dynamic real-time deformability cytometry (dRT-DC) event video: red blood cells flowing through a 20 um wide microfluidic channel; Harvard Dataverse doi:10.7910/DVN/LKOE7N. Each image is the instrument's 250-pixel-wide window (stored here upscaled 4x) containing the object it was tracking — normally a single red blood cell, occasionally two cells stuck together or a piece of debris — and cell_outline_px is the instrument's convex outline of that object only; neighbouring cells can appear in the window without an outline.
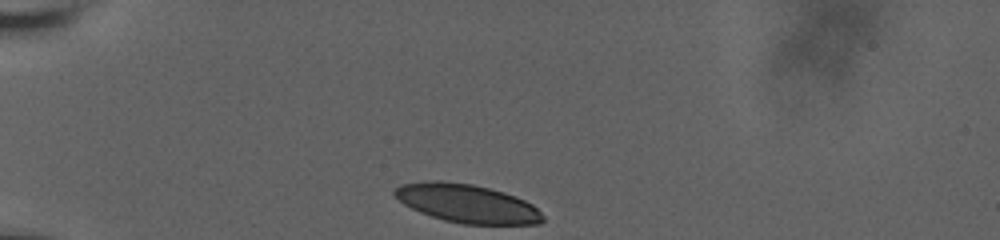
{"species": "human", "species_latin": "Homo sapiens", "temperature_condition": "room temperature", "stored_images_in_passage": 21, "camera_frame_rate_fps": 3000, "um_per_image_px": 0.085, "donor": {"sex": "male"}, "frame": {"image": 1, "passage_image": 1, "time_ms": 0.0, "image_size_px": [1000, 240], "cell_outline_px": [[544, 220], [540, 224], [464, 224], [444, 220], [420, 212], [404, 204], [392, 192], [400, 184], [432, 180], [440, 180], [472, 184], [504, 192], [516, 196], [532, 204], [544, 216]], "centroid_in_image_um": [39.71, 17.29], "position_along_channel_um": 45.3, "area_um2": 33.12}}
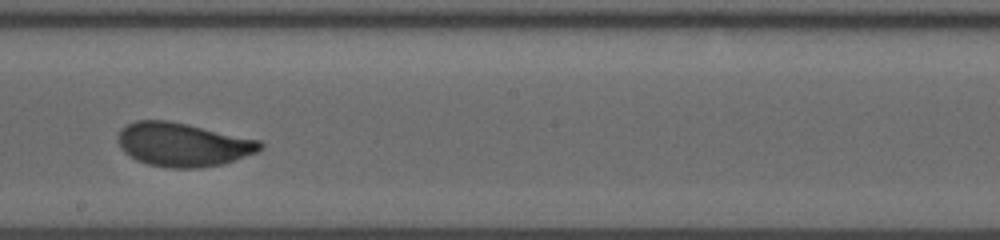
{"frame": {"image": 2, "passage_image": 12, "time_ms": 6.333, "image_size_px": [1000, 240], "cell_outline_px": [[264, 148], [256, 152], [236, 160], [224, 164], [196, 168], [168, 168], [148, 164], [136, 160], [128, 156], [120, 148], [116, 140], [116, 136], [120, 128], [136, 120], [168, 120], [188, 124], [260, 140], [264, 144]], "centroid_in_image_um": [15.52, 12.29], "position_along_channel_um": 232.7, "area_um2": 36.65}}
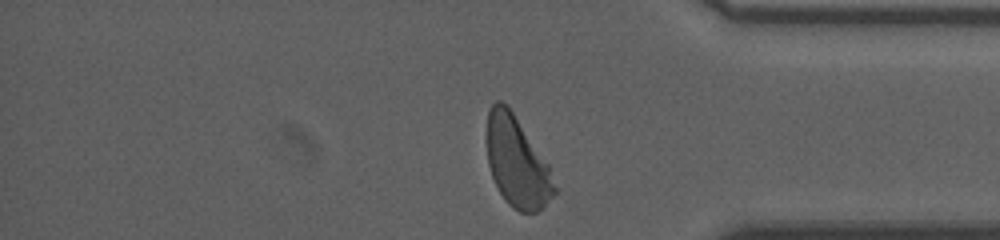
{"frame": {"image": 3, "passage_image": 21, "time_ms": 11.0, "image_size_px": [1000, 240], "cell_outline_px": [[560, 192], [544, 208], [536, 212], [520, 212], [512, 208], [504, 200], [492, 176], [488, 164], [488, 108], [496, 100], [500, 100], [508, 104], [548, 164]], "centroid_in_image_um": [44.0, 13.81], "position_along_channel_um": 391.2, "area_um2": 35.95}, "authors_computed_cell_mechanics": {"area_um2": 35.9516, "velocity_mm_per_s": 3.6401, "shape_relaxation_time_tau1_ms": 3.0621, "shape_relaxation_time_tau2_ms": 0.8693, "deformation_change_tau1": 0.137, "deformation_change_tau2": 0.0596}}